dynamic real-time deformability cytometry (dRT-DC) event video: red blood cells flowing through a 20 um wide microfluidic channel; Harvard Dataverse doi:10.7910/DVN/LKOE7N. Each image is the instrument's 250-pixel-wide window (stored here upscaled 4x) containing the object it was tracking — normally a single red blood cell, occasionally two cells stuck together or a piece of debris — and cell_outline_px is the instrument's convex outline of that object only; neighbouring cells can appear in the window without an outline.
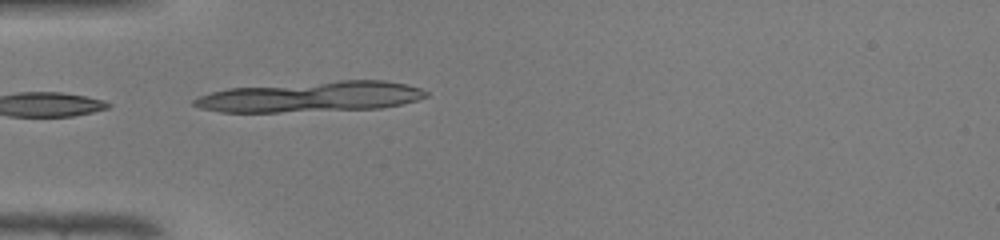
{"species": "common noctule bat (a hibernating species)", "species_latin": "Nyctalus noctula", "temperature_condition": "warm", "stored_images_in_passage": 32, "camera_frame_rate_fps": 3000, "um_per_image_px": 0.085, "animal": {"sex": "male", "body_mass_g": 19.0, "forearm_length_mm": 50.8}, "frame": {"image": 1, "passage_image": 1, "time_ms": 0.0, "image_size_px": [1000, 240], "cell_outline_px": [[428, 96], [416, 100], [400, 104], [380, 108], [276, 112], [220, 112], [200, 108], [192, 104], [192, 100], [200, 96], [212, 92], [228, 88], [340, 80], [384, 80], [408, 84], [420, 88], [428, 92]], "centroid_in_image_um": [26.43, 8.21], "position_along_channel_um": 58.6, "area_um2": 41.1}, "authors_computed_cell_mechanics": {"area_um2": 18.0914, "velocity_mm_per_s": 4.3469, "shape_relaxation_time_tau1_ms": 6.4935, "shape_relaxation_time_tau2_ms": 5.1486, "deformation_change_tau1": 0.1986, "deformation_change_tau2": 0.1197}}